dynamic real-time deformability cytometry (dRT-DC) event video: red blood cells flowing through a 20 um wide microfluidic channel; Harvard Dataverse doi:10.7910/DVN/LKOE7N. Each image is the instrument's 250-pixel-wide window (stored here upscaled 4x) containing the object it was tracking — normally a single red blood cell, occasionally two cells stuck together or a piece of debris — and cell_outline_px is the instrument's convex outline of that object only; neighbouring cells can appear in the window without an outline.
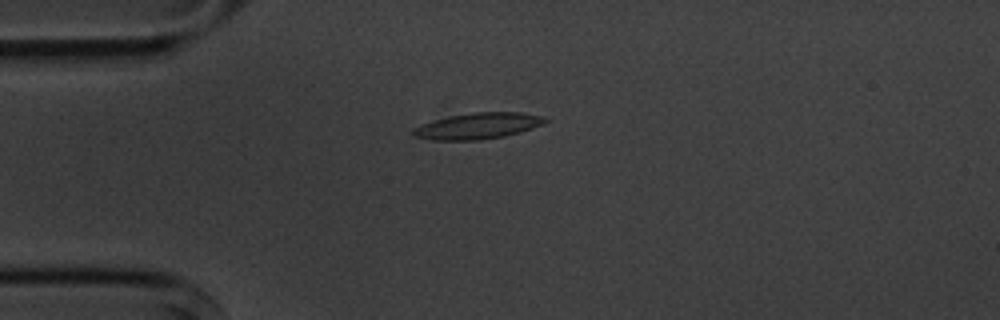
{"species": "common noctule bat (a hibernating species)", "species_latin": "Nyctalus noctula", "temperature_condition": "cold", "stored_images_in_passage": 6, "camera_frame_rate_fps": 3000, "um_per_image_px": 0.085, "animal": {"sex": "male", "body_mass_g": 20.1, "forearm_length_mm": 53.5}, "frame": {"image": 1, "passage_image": 4, "time_ms": 3.333, "image_size_px": [1000, 320], "cell_outline_px": [[548, 120], [532, 128], [520, 132], [504, 136], [480, 140], [432, 140], [412, 136], [412, 132], [416, 128], [432, 120], [448, 116], [472, 112], [520, 112], [544, 116]], "centroid_in_image_um": [40.61, 10.7], "position_along_channel_um": 44.4, "area_um2": 20.0}}
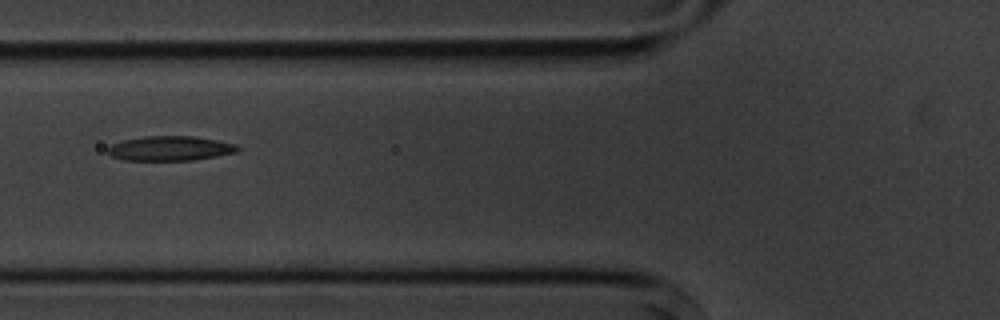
{"frame": {"image": 2, "passage_image": 6, "time_ms": 5.667, "image_size_px": [1000, 320], "cell_outline_px": [[240, 148], [236, 152], [216, 156], [192, 160], [124, 160], [112, 156], [108, 152], [108, 148], [112, 144], [124, 140], [144, 136], [192, 136], [216, 140], [236, 144]], "centroid_in_image_um": [14.46, 12.61], "position_along_channel_um": 111.3, "area_um2": 18.44}}